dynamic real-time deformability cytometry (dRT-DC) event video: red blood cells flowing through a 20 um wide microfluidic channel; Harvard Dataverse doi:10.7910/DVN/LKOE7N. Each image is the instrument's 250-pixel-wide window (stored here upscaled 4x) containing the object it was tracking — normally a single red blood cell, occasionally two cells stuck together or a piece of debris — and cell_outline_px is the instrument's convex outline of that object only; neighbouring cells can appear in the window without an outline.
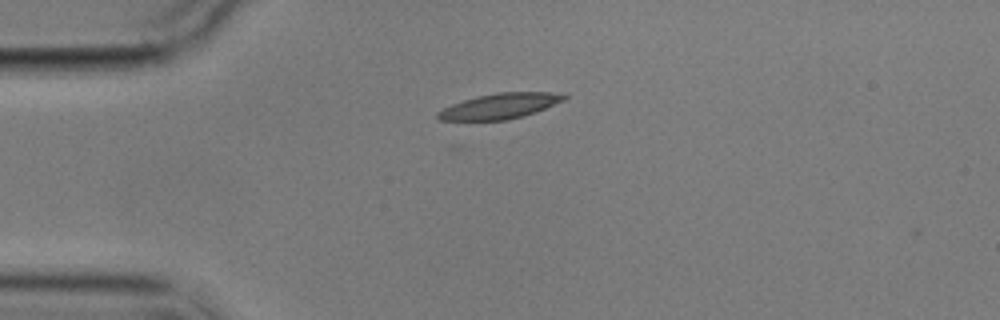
{"species": "common noctule bat (a hibernating species)", "species_latin": "Nyctalus noctula", "temperature_condition": "cold", "stored_images_in_passage": 3, "camera_frame_rate_fps": 3000, "um_per_image_px": 0.085, "animal": {"sex": "male", "body_mass_g": 17.9}, "frame": {"image": 1, "passage_image": 1, "time_ms": 0.0, "image_size_px": [1000, 320], "cell_outline_px": [[568, 96], [564, 100], [536, 112], [524, 116], [508, 120], [440, 120], [436, 116], [436, 112], [452, 104], [476, 96], [496, 92], [552, 92]], "centroid_in_image_um": [42.48, 9.01], "position_along_channel_um": 42.5, "area_um2": 18.67}}
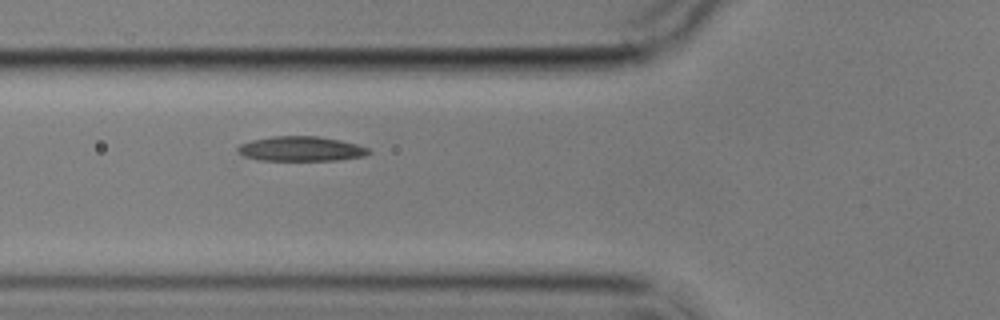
{"frame": {"image": 2, "passage_image": 3, "time_ms": 2.333, "image_size_px": [1000, 320], "cell_outline_px": [[372, 152], [364, 156], [336, 160], [256, 160], [244, 156], [236, 152], [236, 148], [240, 144], [252, 140], [272, 136], [316, 136], [340, 140], [356, 144], [368, 148]], "centroid_in_image_um": [25.54, 12.65], "position_along_channel_um": 100.3, "area_um2": 18.9}}